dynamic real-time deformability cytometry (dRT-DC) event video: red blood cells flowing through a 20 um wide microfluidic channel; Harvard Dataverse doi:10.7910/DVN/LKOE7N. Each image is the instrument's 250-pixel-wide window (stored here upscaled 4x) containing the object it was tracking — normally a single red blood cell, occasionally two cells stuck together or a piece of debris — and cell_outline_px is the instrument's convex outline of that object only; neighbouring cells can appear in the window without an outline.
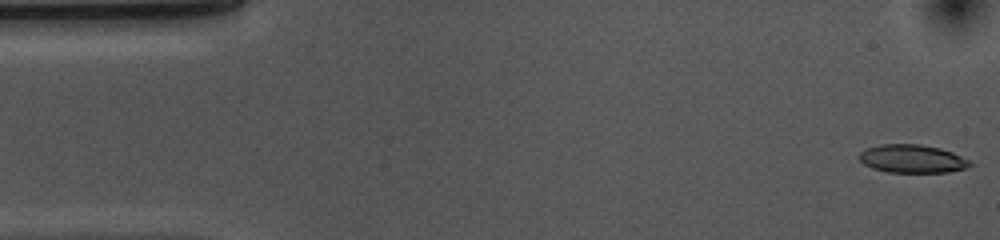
{"species": "common noctule bat (a hibernating species)", "species_latin": "Nyctalus noctula", "temperature_condition": "cold", "stored_images_in_passage": 53, "camera_frame_rate_fps": 3000, "um_per_image_px": 0.085, "animal": {"sex": "female", "body_mass_g": 10.0, "forearm_length_mm": 53.1}, "frame": {"image": 1, "passage_image": 1, "time_ms": 0.0, "image_size_px": [1000, 240], "cell_outline_px": [[972, 164], [968, 168], [948, 172], [888, 172], [872, 168], [864, 164], [860, 160], [860, 152], [864, 148], [880, 144], [920, 144], [940, 148], [952, 152], [968, 160]], "centroid_in_image_um": [77.52, 13.49], "position_along_channel_um": 7.5, "area_um2": 18.21}}
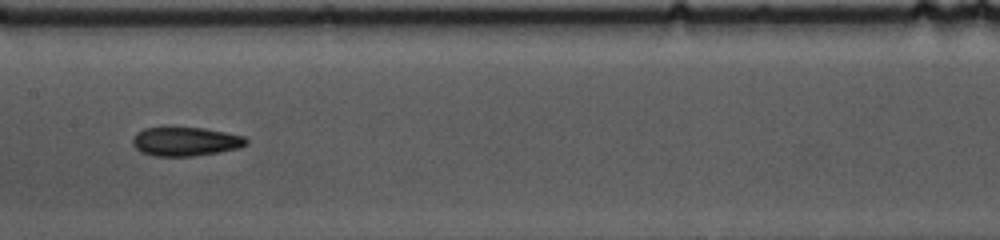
{"frame": {"image": 2, "passage_image": 25, "time_ms": 8.0, "image_size_px": [1000, 240], "cell_outline_px": [[248, 144], [240, 148], [192, 156], [156, 156], [140, 152], [132, 144], [132, 140], [136, 132], [144, 128], [204, 128], [244, 136], [248, 140]], "centroid_in_image_um": [15.76, 12.03], "position_along_channel_um": 191.6, "area_um2": 19.02}}
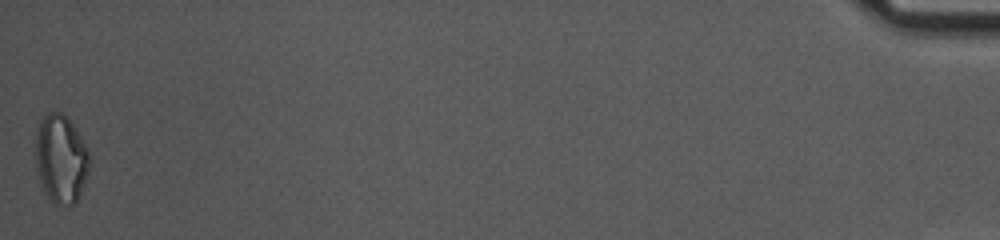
{"frame": {"image": 3, "passage_image": 53, "time_ms": 17.333, "image_size_px": [1000, 240], "cell_outline_px": [[88, 172], [84, 184], [76, 200], [68, 208], [52, 204], [40, 180], [36, 168], [36, 136], [40, 120], [48, 112], [64, 112], [68, 116], [88, 148]], "centroid_in_image_um": [5.18, 13.49], "position_along_channel_um": 430.0, "area_um2": 27.8}, "authors_computed_cell_mechanics": {"area_um2": 19.2474, "velocity_mm_per_s": 3.669, "shape_relaxation_time_tau1_ms": 4.6018, "shape_relaxation_time_tau2_ms": 5.0995, "deformation_change_tau1": 0.1426, "deformation_change_tau2": 0.142}}